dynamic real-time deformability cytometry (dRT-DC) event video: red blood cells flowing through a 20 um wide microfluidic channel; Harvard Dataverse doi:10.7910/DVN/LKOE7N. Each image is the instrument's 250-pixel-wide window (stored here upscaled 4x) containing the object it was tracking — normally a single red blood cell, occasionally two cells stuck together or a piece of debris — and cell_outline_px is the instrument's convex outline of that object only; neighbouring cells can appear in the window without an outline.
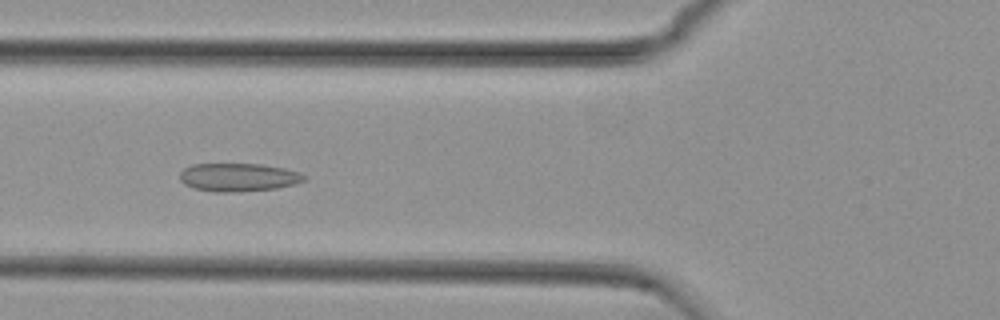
{"species": "common noctule bat (a hibernating species)", "species_latin": "Nyctalus noctula", "temperature_condition": "cold", "stored_images_in_passage": 54, "camera_frame_rate_fps": 3000, "um_per_image_px": 0.085, "animal": {"sex": "female", "body_mass_g": 29.2, "forearm_length_mm": 56.3}, "frame": {"image": 1, "passage_image": 20, "time_ms": 6.333, "image_size_px": [1000, 320], "cell_outline_px": [[304, 180], [296, 184], [276, 188], [236, 192], [216, 192], [196, 188], [184, 184], [180, 180], [180, 172], [184, 168], [192, 164], [260, 164], [284, 168], [300, 172], [304, 176]], "centroid_in_image_um": [20.25, 15.06], "position_along_channel_um": 105.5, "area_um2": 20.35}}
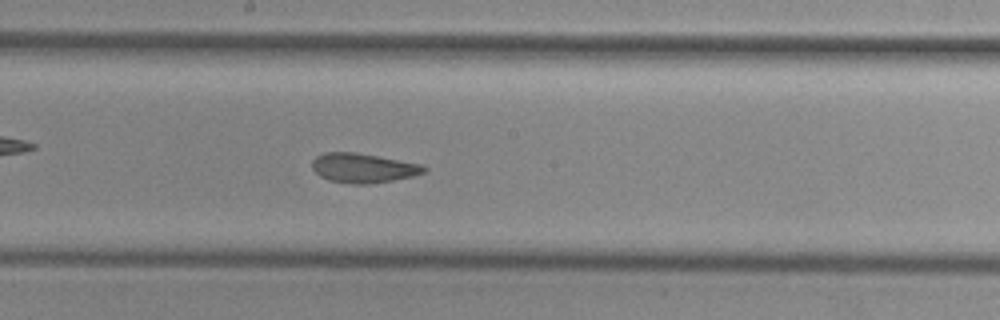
{"frame": {"image": 2, "passage_image": 29, "time_ms": 9.333, "image_size_px": [1000, 320], "cell_outline_px": [[428, 168], [424, 172], [412, 176], [392, 180], [368, 184], [352, 184], [328, 180], [320, 176], [312, 168], [312, 160], [316, 156], [324, 152], [356, 152], [420, 164]], "centroid_in_image_um": [30.82, 14.27], "position_along_channel_um": 217.4, "area_um2": 19.07}}
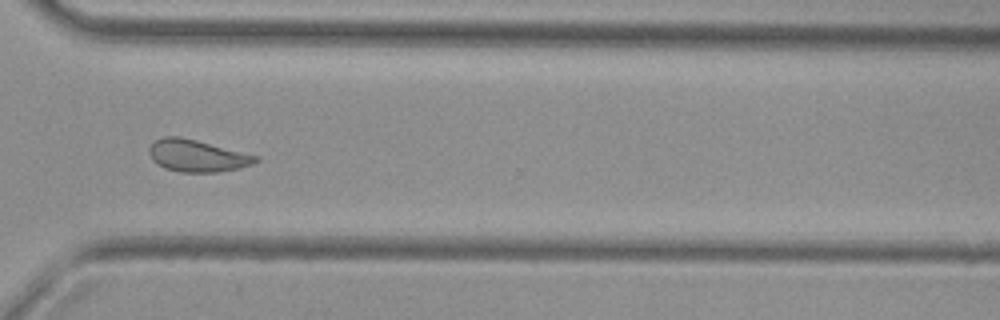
{"frame": {"image": 3, "passage_image": 40, "time_ms": 13.0, "image_size_px": [1000, 320], "cell_outline_px": [[260, 160], [252, 164], [240, 168], [216, 172], [180, 172], [164, 168], [152, 160], [148, 152], [148, 148], [156, 140], [164, 136], [180, 136], [260, 156]], "centroid_in_image_um": [16.76, 13.24], "position_along_channel_um": 353.8, "area_um2": 19.94}, "authors_computed_cell_mechanics": {"area_um2": 20.2878, "velocity_mm_per_s": 3.7182, "shape_relaxation_time_tau1_ms": null, "shape_relaxation_time_tau2_ms": 1.5634, "deformation_change_tau1": null, "deformation_change_tau2": 0.0638}}